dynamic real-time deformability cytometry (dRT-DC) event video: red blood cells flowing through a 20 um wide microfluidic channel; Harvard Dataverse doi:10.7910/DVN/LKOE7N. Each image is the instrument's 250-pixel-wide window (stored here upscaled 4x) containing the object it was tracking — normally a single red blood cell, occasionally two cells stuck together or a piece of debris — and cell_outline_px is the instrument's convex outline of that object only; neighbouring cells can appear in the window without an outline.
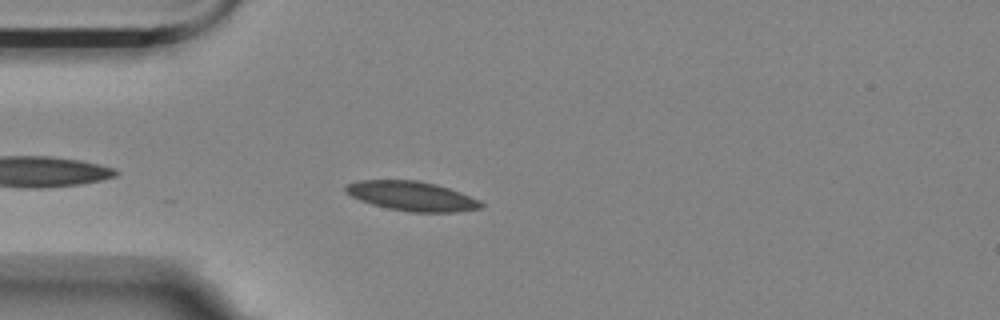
{"species": "Egyptian fruit bat (a non-hibernating species)", "species_latin": "Rousettus aegyptiacus", "temperature_condition": "room temperature", "stored_images_in_passage": 11, "camera_frame_rate_fps": 3000, "um_per_image_px": 0.085, "animal": {"sex": "female"}, "frame": {"image": 1, "passage_image": 5, "time_ms": 1.333, "image_size_px": [1000, 320], "cell_outline_px": [[484, 204], [480, 208], [456, 212], [412, 212], [388, 208], [372, 204], [360, 200], [344, 192], [344, 184], [356, 180], [420, 180], [436, 184], [460, 192], [480, 200]], "centroid_in_image_um": [34.97, 16.65], "position_along_channel_um": 50.0, "area_um2": 23.35}}